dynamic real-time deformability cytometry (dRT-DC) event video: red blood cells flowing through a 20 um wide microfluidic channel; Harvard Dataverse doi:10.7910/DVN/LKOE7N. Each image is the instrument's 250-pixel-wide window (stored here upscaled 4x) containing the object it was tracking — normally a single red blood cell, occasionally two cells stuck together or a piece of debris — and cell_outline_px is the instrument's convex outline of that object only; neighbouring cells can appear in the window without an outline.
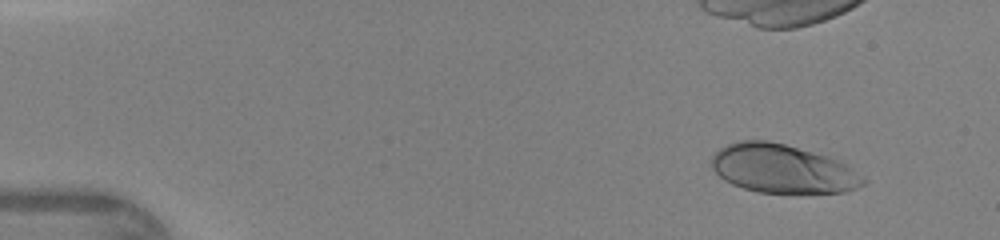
{"species": "human", "species_latin": "Homo sapiens", "temperature_condition": "warm", "stored_images_in_passage": 34, "camera_frame_rate_fps": 3000, "um_per_image_px": 0.085, "donor": {"sex": "female"}, "frame": {"image": 1, "passage_image": 1, "time_ms": 0.0, "image_size_px": [1000, 240], "cell_outline_px": [[868, 180], [864, 184], [856, 188], [844, 192], [756, 192], [732, 184], [724, 180], [712, 168], [712, 156], [720, 148], [728, 144], [740, 140], [764, 140], [784, 144], [824, 156], [836, 160], [844, 164], [864, 176]], "centroid_in_image_um": [66.49, 14.35], "position_along_channel_um": 18.5, "area_um2": 42.31}}